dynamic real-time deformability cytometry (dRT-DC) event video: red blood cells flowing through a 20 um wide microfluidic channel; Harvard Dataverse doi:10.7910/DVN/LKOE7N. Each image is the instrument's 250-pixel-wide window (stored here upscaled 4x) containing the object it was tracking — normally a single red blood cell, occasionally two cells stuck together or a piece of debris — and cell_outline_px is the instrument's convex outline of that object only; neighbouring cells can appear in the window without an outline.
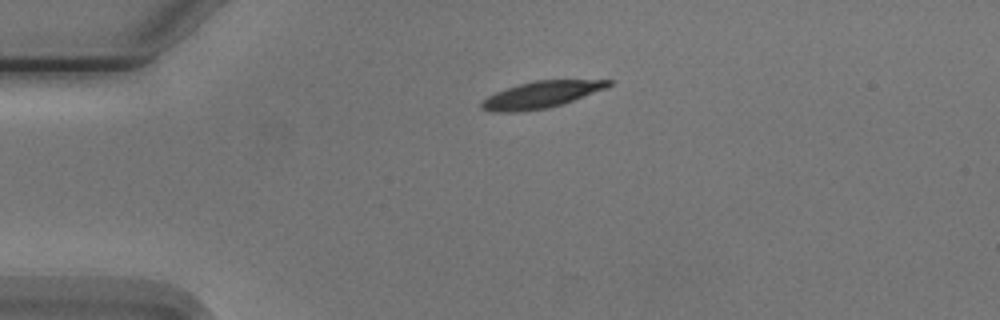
{"species": "Egyptian fruit bat (a non-hibernating species)", "species_latin": "Rousettus aegyptiacus", "temperature_condition": "cold", "stored_images_in_passage": 2, "camera_frame_rate_fps": 3000, "um_per_image_px": 0.085, "animal": {"sex": "male"}, "frame": {"image": 1, "passage_image": 1, "time_ms": 0.0, "image_size_px": [1000, 320], "cell_outline_px": [[612, 84], [604, 88], [564, 104], [548, 108], [516, 112], [492, 112], [480, 108], [480, 104], [488, 96], [496, 92], [520, 84], [536, 80], [612, 80]], "centroid_in_image_um": [45.97, 8.06], "position_along_channel_um": 39.0, "area_um2": 19.48}}